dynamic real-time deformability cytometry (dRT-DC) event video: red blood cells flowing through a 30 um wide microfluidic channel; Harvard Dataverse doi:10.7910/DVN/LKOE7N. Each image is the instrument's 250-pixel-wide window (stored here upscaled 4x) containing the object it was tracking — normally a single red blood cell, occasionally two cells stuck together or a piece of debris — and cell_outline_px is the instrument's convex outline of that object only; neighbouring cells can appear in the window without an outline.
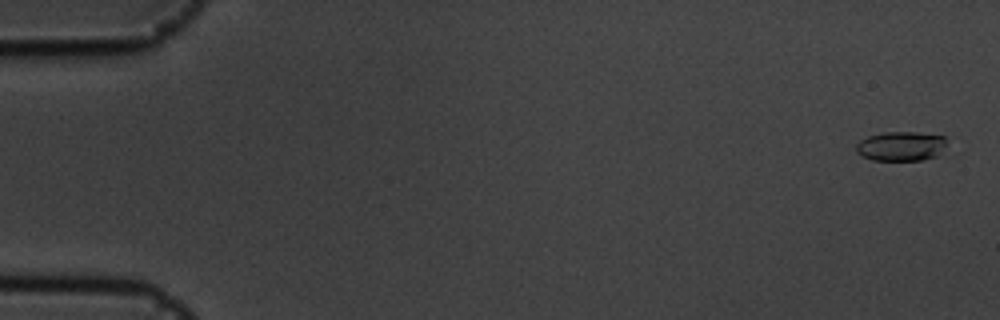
{"species": "common noctule bat (a hibernating species)", "species_latin": "Nyctalus noctula", "temperature_condition": "cold", "stored_images_in_passage": 57, "camera_frame_rate_fps": 3000, "um_per_image_px": 0.085, "animal": {"sex": "male", "body_mass_g": 19.5, "forearm_length_mm": 54.6}, "frame": {"image": 1, "passage_image": 2, "time_ms": 0.333, "image_size_px": [1000, 320], "cell_outline_px": [[944, 144], [936, 156], [924, 160], [872, 160], [856, 152], [856, 144], [860, 140], [868, 136], [884, 132], [916, 132], [944, 136]], "centroid_in_image_um": [76.53, 12.42], "position_along_channel_um": 8.5, "area_um2": 15.32}}
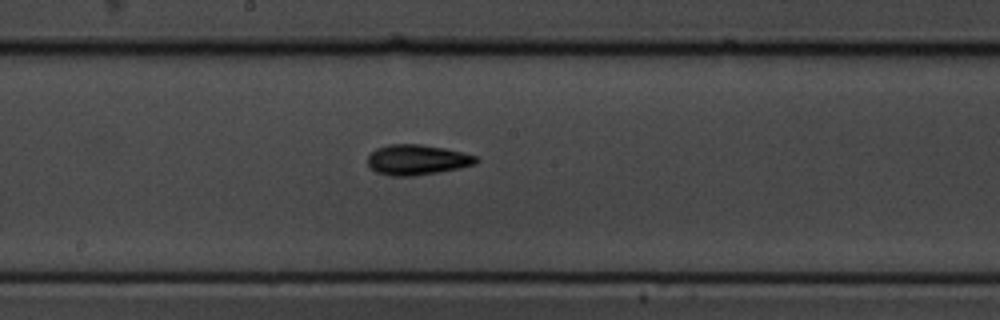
{"frame": {"image": 2, "passage_image": 31, "time_ms": 10.0, "image_size_px": [1000, 320], "cell_outline_px": [[480, 160], [476, 164], [460, 168], [412, 176], [392, 176], [376, 172], [368, 164], [368, 156], [376, 148], [388, 144], [420, 144], [444, 148], [480, 156]], "centroid_in_image_um": [35.49, 13.57], "position_along_channel_um": 212.7, "area_um2": 19.19}}
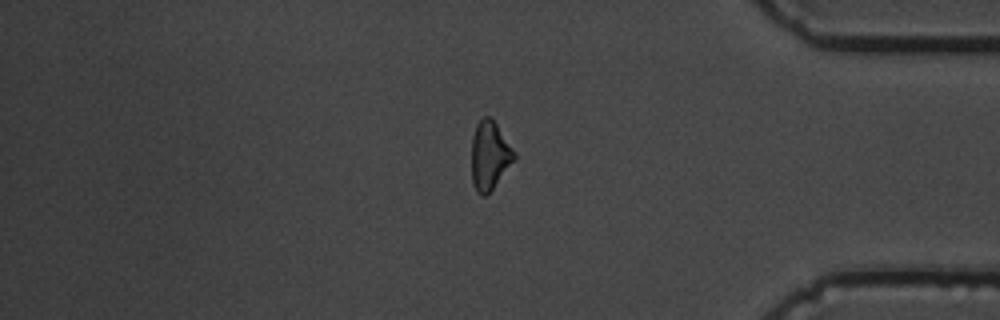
{"frame": {"image": 3, "passage_image": 48, "time_ms": 15.667, "image_size_px": [1000, 320], "cell_outline_px": [[516, 156], [492, 188], [484, 196], [480, 196], [476, 192], [472, 184], [472, 136], [476, 124], [484, 116], [492, 116], [516, 152]], "centroid_in_image_um": [41.6, 13.16], "position_along_channel_um": 393.6, "area_um2": 16.99}, "authors_computed_cell_mechanics": {"area_um2": 16.9354, "velocity_mm_per_s": 3.6074, "shape_relaxation_time_tau1_ms": 2.7036, "shape_relaxation_time_tau2_ms": 4.9354, "deformation_change_tau1": 0.1242, "deformation_change_tau2": 0.1219}}